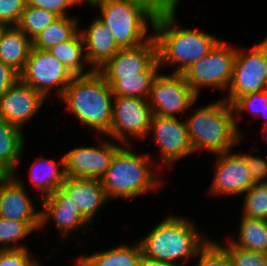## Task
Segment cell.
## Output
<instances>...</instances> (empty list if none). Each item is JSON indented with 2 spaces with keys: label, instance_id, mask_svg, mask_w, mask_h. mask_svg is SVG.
I'll return each mask as SVG.
<instances>
[{
  "label": "cell",
  "instance_id": "6da1fadb",
  "mask_svg": "<svg viewBox=\"0 0 267 266\" xmlns=\"http://www.w3.org/2000/svg\"><path fill=\"white\" fill-rule=\"evenodd\" d=\"M180 0L166 1L158 10L152 33L157 43L160 67L177 66L172 73L182 74L190 65L207 55L221 40L201 30L178 25L176 8Z\"/></svg>",
  "mask_w": 267,
  "mask_h": 266
},
{
  "label": "cell",
  "instance_id": "7a4b0ae2",
  "mask_svg": "<svg viewBox=\"0 0 267 266\" xmlns=\"http://www.w3.org/2000/svg\"><path fill=\"white\" fill-rule=\"evenodd\" d=\"M165 0H86L99 8L98 19L107 26L120 49L134 48L147 42L153 34L147 32L153 27L155 16Z\"/></svg>",
  "mask_w": 267,
  "mask_h": 266
},
{
  "label": "cell",
  "instance_id": "3957f363",
  "mask_svg": "<svg viewBox=\"0 0 267 266\" xmlns=\"http://www.w3.org/2000/svg\"><path fill=\"white\" fill-rule=\"evenodd\" d=\"M59 99L83 125L93 128L99 136L109 134L114 95L97 70L74 76Z\"/></svg>",
  "mask_w": 267,
  "mask_h": 266
},
{
  "label": "cell",
  "instance_id": "277c9868",
  "mask_svg": "<svg viewBox=\"0 0 267 266\" xmlns=\"http://www.w3.org/2000/svg\"><path fill=\"white\" fill-rule=\"evenodd\" d=\"M202 234L192 220L169 215L138 242L146 257L185 266L209 240Z\"/></svg>",
  "mask_w": 267,
  "mask_h": 266
},
{
  "label": "cell",
  "instance_id": "5b68a950",
  "mask_svg": "<svg viewBox=\"0 0 267 266\" xmlns=\"http://www.w3.org/2000/svg\"><path fill=\"white\" fill-rule=\"evenodd\" d=\"M150 155L148 152L136 154L130 144H123L116 151L109 168L100 178L108 200L139 197L162 186L164 182L158 177L157 170H151Z\"/></svg>",
  "mask_w": 267,
  "mask_h": 266
},
{
  "label": "cell",
  "instance_id": "8992f818",
  "mask_svg": "<svg viewBox=\"0 0 267 266\" xmlns=\"http://www.w3.org/2000/svg\"><path fill=\"white\" fill-rule=\"evenodd\" d=\"M236 120L233 106L222 98L195 108L185 119L194 153L207 150L221 154L232 150L242 139Z\"/></svg>",
  "mask_w": 267,
  "mask_h": 266
},
{
  "label": "cell",
  "instance_id": "52a82bcc",
  "mask_svg": "<svg viewBox=\"0 0 267 266\" xmlns=\"http://www.w3.org/2000/svg\"><path fill=\"white\" fill-rule=\"evenodd\" d=\"M236 51V46L220 40L207 55L182 73L186 83L198 97L204 87L221 91L228 89Z\"/></svg>",
  "mask_w": 267,
  "mask_h": 266
},
{
  "label": "cell",
  "instance_id": "ba28073f",
  "mask_svg": "<svg viewBox=\"0 0 267 266\" xmlns=\"http://www.w3.org/2000/svg\"><path fill=\"white\" fill-rule=\"evenodd\" d=\"M74 75L47 50L32 48L19 79L46 99L55 91L60 98ZM51 91V92H50Z\"/></svg>",
  "mask_w": 267,
  "mask_h": 266
},
{
  "label": "cell",
  "instance_id": "9c48e42d",
  "mask_svg": "<svg viewBox=\"0 0 267 266\" xmlns=\"http://www.w3.org/2000/svg\"><path fill=\"white\" fill-rule=\"evenodd\" d=\"M152 116L148 99L114 97L112 124L108 136L114 141L128 145H131V138L145 139L149 135Z\"/></svg>",
  "mask_w": 267,
  "mask_h": 266
},
{
  "label": "cell",
  "instance_id": "30bf717a",
  "mask_svg": "<svg viewBox=\"0 0 267 266\" xmlns=\"http://www.w3.org/2000/svg\"><path fill=\"white\" fill-rule=\"evenodd\" d=\"M249 51L237 48L228 97L231 105L242 95L267 90L265 82V38Z\"/></svg>",
  "mask_w": 267,
  "mask_h": 266
},
{
  "label": "cell",
  "instance_id": "8fae6325",
  "mask_svg": "<svg viewBox=\"0 0 267 266\" xmlns=\"http://www.w3.org/2000/svg\"><path fill=\"white\" fill-rule=\"evenodd\" d=\"M198 96L180 73L161 74L154 78L149 105L153 114L163 117H178L193 106Z\"/></svg>",
  "mask_w": 267,
  "mask_h": 266
},
{
  "label": "cell",
  "instance_id": "7c38bea8",
  "mask_svg": "<svg viewBox=\"0 0 267 266\" xmlns=\"http://www.w3.org/2000/svg\"><path fill=\"white\" fill-rule=\"evenodd\" d=\"M153 131V132H152ZM153 133L161 154V167L171 168L174 163L194 153L186 121L178 117H163L153 114L149 134Z\"/></svg>",
  "mask_w": 267,
  "mask_h": 266
},
{
  "label": "cell",
  "instance_id": "4fadbf2b",
  "mask_svg": "<svg viewBox=\"0 0 267 266\" xmlns=\"http://www.w3.org/2000/svg\"><path fill=\"white\" fill-rule=\"evenodd\" d=\"M102 139L97 146H79L64 155L67 177L100 179L110 166L116 151L123 145ZM114 142V143H113Z\"/></svg>",
  "mask_w": 267,
  "mask_h": 266
},
{
  "label": "cell",
  "instance_id": "5bb4252c",
  "mask_svg": "<svg viewBox=\"0 0 267 266\" xmlns=\"http://www.w3.org/2000/svg\"><path fill=\"white\" fill-rule=\"evenodd\" d=\"M215 156V172L208 189L209 195H240L253 186L243 153H231L230 150Z\"/></svg>",
  "mask_w": 267,
  "mask_h": 266
},
{
  "label": "cell",
  "instance_id": "9a60e30c",
  "mask_svg": "<svg viewBox=\"0 0 267 266\" xmlns=\"http://www.w3.org/2000/svg\"><path fill=\"white\" fill-rule=\"evenodd\" d=\"M16 174L0 177V217L25 222L33 231L40 230V209Z\"/></svg>",
  "mask_w": 267,
  "mask_h": 266
},
{
  "label": "cell",
  "instance_id": "2e32d148",
  "mask_svg": "<svg viewBox=\"0 0 267 266\" xmlns=\"http://www.w3.org/2000/svg\"><path fill=\"white\" fill-rule=\"evenodd\" d=\"M157 59V43L152 36L147 42L134 48L120 49L97 71L112 86L122 76L138 75Z\"/></svg>",
  "mask_w": 267,
  "mask_h": 266
},
{
  "label": "cell",
  "instance_id": "e0dca14e",
  "mask_svg": "<svg viewBox=\"0 0 267 266\" xmlns=\"http://www.w3.org/2000/svg\"><path fill=\"white\" fill-rule=\"evenodd\" d=\"M45 101L42 94L19 79L0 97V118L23 129Z\"/></svg>",
  "mask_w": 267,
  "mask_h": 266
},
{
  "label": "cell",
  "instance_id": "ac0fdd59",
  "mask_svg": "<svg viewBox=\"0 0 267 266\" xmlns=\"http://www.w3.org/2000/svg\"><path fill=\"white\" fill-rule=\"evenodd\" d=\"M40 201L42 204L40 229L44 227L49 219H53L56 228L64 238L68 237L71 232H78L81 227L85 228L82 232L83 235L86 233V229H89L90 222L82 215L80 209L76 208L72 199L62 189L56 190Z\"/></svg>",
  "mask_w": 267,
  "mask_h": 266
},
{
  "label": "cell",
  "instance_id": "d6986e66",
  "mask_svg": "<svg viewBox=\"0 0 267 266\" xmlns=\"http://www.w3.org/2000/svg\"><path fill=\"white\" fill-rule=\"evenodd\" d=\"M61 189L90 223L98 209L108 202L100 179L66 177Z\"/></svg>",
  "mask_w": 267,
  "mask_h": 266
},
{
  "label": "cell",
  "instance_id": "ffe728a7",
  "mask_svg": "<svg viewBox=\"0 0 267 266\" xmlns=\"http://www.w3.org/2000/svg\"><path fill=\"white\" fill-rule=\"evenodd\" d=\"M81 29L79 31L84 42L85 57L93 70L100 68L120 50L111 30L97 17L87 30Z\"/></svg>",
  "mask_w": 267,
  "mask_h": 266
},
{
  "label": "cell",
  "instance_id": "44dd1931",
  "mask_svg": "<svg viewBox=\"0 0 267 266\" xmlns=\"http://www.w3.org/2000/svg\"><path fill=\"white\" fill-rule=\"evenodd\" d=\"M30 182L39 189V201L62 188L66 179L64 155L56 162L55 159L36 158L30 168Z\"/></svg>",
  "mask_w": 267,
  "mask_h": 266
},
{
  "label": "cell",
  "instance_id": "7402d4cb",
  "mask_svg": "<svg viewBox=\"0 0 267 266\" xmlns=\"http://www.w3.org/2000/svg\"><path fill=\"white\" fill-rule=\"evenodd\" d=\"M24 129L0 118V172L17 174V165L25 147Z\"/></svg>",
  "mask_w": 267,
  "mask_h": 266
},
{
  "label": "cell",
  "instance_id": "603a6c76",
  "mask_svg": "<svg viewBox=\"0 0 267 266\" xmlns=\"http://www.w3.org/2000/svg\"><path fill=\"white\" fill-rule=\"evenodd\" d=\"M32 49V40L17 26H7L0 38V60L20 73Z\"/></svg>",
  "mask_w": 267,
  "mask_h": 266
},
{
  "label": "cell",
  "instance_id": "cb8c5ba5",
  "mask_svg": "<svg viewBox=\"0 0 267 266\" xmlns=\"http://www.w3.org/2000/svg\"><path fill=\"white\" fill-rule=\"evenodd\" d=\"M55 56L74 76L86 75L93 71L85 57L84 42L80 31L71 39L52 46L47 50ZM88 67V70L85 68Z\"/></svg>",
  "mask_w": 267,
  "mask_h": 266
},
{
  "label": "cell",
  "instance_id": "d4e9b609",
  "mask_svg": "<svg viewBox=\"0 0 267 266\" xmlns=\"http://www.w3.org/2000/svg\"><path fill=\"white\" fill-rule=\"evenodd\" d=\"M160 71L158 58L138 75L122 76L112 86L114 97L128 96L148 99L154 78Z\"/></svg>",
  "mask_w": 267,
  "mask_h": 266
},
{
  "label": "cell",
  "instance_id": "484cf974",
  "mask_svg": "<svg viewBox=\"0 0 267 266\" xmlns=\"http://www.w3.org/2000/svg\"><path fill=\"white\" fill-rule=\"evenodd\" d=\"M237 238L227 239L236 247L267 253V220L242 216Z\"/></svg>",
  "mask_w": 267,
  "mask_h": 266
},
{
  "label": "cell",
  "instance_id": "4316f807",
  "mask_svg": "<svg viewBox=\"0 0 267 266\" xmlns=\"http://www.w3.org/2000/svg\"><path fill=\"white\" fill-rule=\"evenodd\" d=\"M142 249L137 241L133 245L120 244L117 247L84 255L94 266H138Z\"/></svg>",
  "mask_w": 267,
  "mask_h": 266
},
{
  "label": "cell",
  "instance_id": "83f0119b",
  "mask_svg": "<svg viewBox=\"0 0 267 266\" xmlns=\"http://www.w3.org/2000/svg\"><path fill=\"white\" fill-rule=\"evenodd\" d=\"M78 24L79 20L76 17H59L32 40V48L48 50L71 39L80 30Z\"/></svg>",
  "mask_w": 267,
  "mask_h": 266
},
{
  "label": "cell",
  "instance_id": "f1b7e54d",
  "mask_svg": "<svg viewBox=\"0 0 267 266\" xmlns=\"http://www.w3.org/2000/svg\"><path fill=\"white\" fill-rule=\"evenodd\" d=\"M58 18V15L46 9L26 5L16 26L33 40L41 31L58 20Z\"/></svg>",
  "mask_w": 267,
  "mask_h": 266
},
{
  "label": "cell",
  "instance_id": "f546056e",
  "mask_svg": "<svg viewBox=\"0 0 267 266\" xmlns=\"http://www.w3.org/2000/svg\"><path fill=\"white\" fill-rule=\"evenodd\" d=\"M32 231L25 222L0 217V249L28 248L26 244L21 245L20 241Z\"/></svg>",
  "mask_w": 267,
  "mask_h": 266
},
{
  "label": "cell",
  "instance_id": "4dcf8cb0",
  "mask_svg": "<svg viewBox=\"0 0 267 266\" xmlns=\"http://www.w3.org/2000/svg\"><path fill=\"white\" fill-rule=\"evenodd\" d=\"M243 197L242 216L267 220V183L253 185Z\"/></svg>",
  "mask_w": 267,
  "mask_h": 266
},
{
  "label": "cell",
  "instance_id": "1f68e13d",
  "mask_svg": "<svg viewBox=\"0 0 267 266\" xmlns=\"http://www.w3.org/2000/svg\"><path fill=\"white\" fill-rule=\"evenodd\" d=\"M196 258V266H233L228 251L219 241L210 238L199 249Z\"/></svg>",
  "mask_w": 267,
  "mask_h": 266
},
{
  "label": "cell",
  "instance_id": "d6a6232c",
  "mask_svg": "<svg viewBox=\"0 0 267 266\" xmlns=\"http://www.w3.org/2000/svg\"><path fill=\"white\" fill-rule=\"evenodd\" d=\"M232 106L234 108L235 118H238L243 111H249L257 117H265L267 115V90L242 95ZM266 123L267 118L264 121V124Z\"/></svg>",
  "mask_w": 267,
  "mask_h": 266
},
{
  "label": "cell",
  "instance_id": "836d02e7",
  "mask_svg": "<svg viewBox=\"0 0 267 266\" xmlns=\"http://www.w3.org/2000/svg\"><path fill=\"white\" fill-rule=\"evenodd\" d=\"M219 242L229 253L233 266H267V253L234 246L229 240Z\"/></svg>",
  "mask_w": 267,
  "mask_h": 266
},
{
  "label": "cell",
  "instance_id": "e575fe53",
  "mask_svg": "<svg viewBox=\"0 0 267 266\" xmlns=\"http://www.w3.org/2000/svg\"><path fill=\"white\" fill-rule=\"evenodd\" d=\"M30 256L28 248L0 249V266H41L38 259Z\"/></svg>",
  "mask_w": 267,
  "mask_h": 266
},
{
  "label": "cell",
  "instance_id": "d590c367",
  "mask_svg": "<svg viewBox=\"0 0 267 266\" xmlns=\"http://www.w3.org/2000/svg\"><path fill=\"white\" fill-rule=\"evenodd\" d=\"M26 5L27 0H0V22L16 26Z\"/></svg>",
  "mask_w": 267,
  "mask_h": 266
},
{
  "label": "cell",
  "instance_id": "8d00e7d4",
  "mask_svg": "<svg viewBox=\"0 0 267 266\" xmlns=\"http://www.w3.org/2000/svg\"><path fill=\"white\" fill-rule=\"evenodd\" d=\"M82 3H86V0H27V5L46 9L59 17L69 16L67 10Z\"/></svg>",
  "mask_w": 267,
  "mask_h": 266
},
{
  "label": "cell",
  "instance_id": "74e56055",
  "mask_svg": "<svg viewBox=\"0 0 267 266\" xmlns=\"http://www.w3.org/2000/svg\"><path fill=\"white\" fill-rule=\"evenodd\" d=\"M244 154V159L250 171L253 185L267 183V160L260 156H254L252 153Z\"/></svg>",
  "mask_w": 267,
  "mask_h": 266
},
{
  "label": "cell",
  "instance_id": "f35d334b",
  "mask_svg": "<svg viewBox=\"0 0 267 266\" xmlns=\"http://www.w3.org/2000/svg\"><path fill=\"white\" fill-rule=\"evenodd\" d=\"M19 80V73L0 60V97Z\"/></svg>",
  "mask_w": 267,
  "mask_h": 266
},
{
  "label": "cell",
  "instance_id": "ab89813d",
  "mask_svg": "<svg viewBox=\"0 0 267 266\" xmlns=\"http://www.w3.org/2000/svg\"><path fill=\"white\" fill-rule=\"evenodd\" d=\"M138 266H180V265L172 263V262H163V261L151 259V258L146 257L145 255H142Z\"/></svg>",
  "mask_w": 267,
  "mask_h": 266
},
{
  "label": "cell",
  "instance_id": "60d3db41",
  "mask_svg": "<svg viewBox=\"0 0 267 266\" xmlns=\"http://www.w3.org/2000/svg\"><path fill=\"white\" fill-rule=\"evenodd\" d=\"M75 266H94L84 255L76 258Z\"/></svg>",
  "mask_w": 267,
  "mask_h": 266
},
{
  "label": "cell",
  "instance_id": "b9f144b4",
  "mask_svg": "<svg viewBox=\"0 0 267 266\" xmlns=\"http://www.w3.org/2000/svg\"><path fill=\"white\" fill-rule=\"evenodd\" d=\"M265 82H266V85H267V36L265 37Z\"/></svg>",
  "mask_w": 267,
  "mask_h": 266
},
{
  "label": "cell",
  "instance_id": "7bdbcfd3",
  "mask_svg": "<svg viewBox=\"0 0 267 266\" xmlns=\"http://www.w3.org/2000/svg\"><path fill=\"white\" fill-rule=\"evenodd\" d=\"M7 27V25H5L4 23L0 22V38H1V35L4 31V29Z\"/></svg>",
  "mask_w": 267,
  "mask_h": 266
},
{
  "label": "cell",
  "instance_id": "ee69618b",
  "mask_svg": "<svg viewBox=\"0 0 267 266\" xmlns=\"http://www.w3.org/2000/svg\"><path fill=\"white\" fill-rule=\"evenodd\" d=\"M261 132L263 133V135H264V133H265V136L267 135V123L264 124V128L261 130ZM266 140H267V138H266Z\"/></svg>",
  "mask_w": 267,
  "mask_h": 266
}]
</instances>
